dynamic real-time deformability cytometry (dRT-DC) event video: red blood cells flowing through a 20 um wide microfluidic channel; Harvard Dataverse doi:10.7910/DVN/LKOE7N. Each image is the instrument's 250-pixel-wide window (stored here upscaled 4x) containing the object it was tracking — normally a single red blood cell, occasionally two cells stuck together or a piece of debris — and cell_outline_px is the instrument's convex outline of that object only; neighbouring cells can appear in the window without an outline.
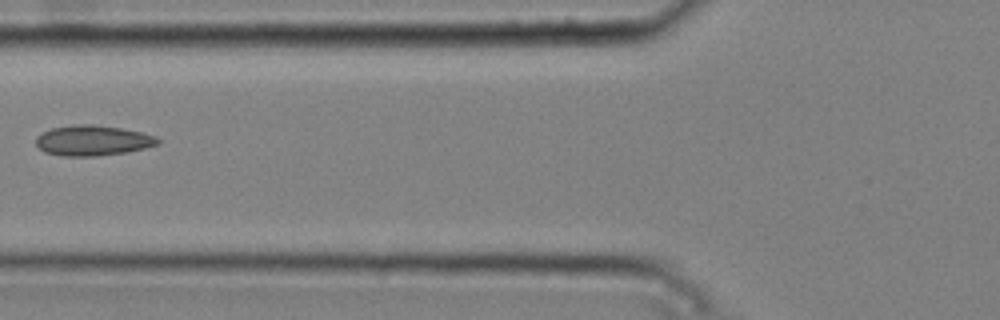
{"species": "common noctule bat (a hibernating species)", "species_latin": "Nyctalus noctula", "temperature_condition": "cold", "stored_images_in_passage": 4, "camera_frame_rate_fps": 3000, "um_per_image_px": 0.085, "animal": {"sex": "male", "body_mass_g": 20.4}, "frame": {"image": 1, "passage_image": 3, "time_ms": 0.667, "image_size_px": [1000, 320], "cell_outline_px": [[160, 144], [128, 152], [96, 156], [64, 156], [44, 152], [36, 144], [36, 136], [52, 128], [72, 124], [92, 124], [120, 128], [140, 132], [156, 136], [160, 140]], "centroid_in_image_um": [7.89, 11.94], "position_along_channel_um": 117.9, "area_um2": 21.56}}
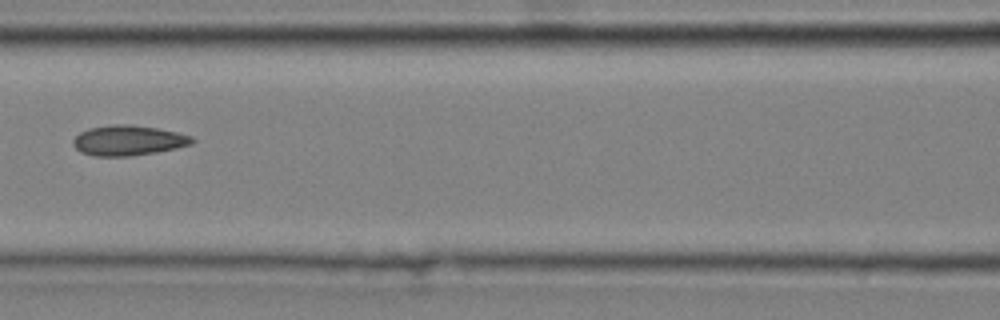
{"frame": {"image": 2, "passage_image": 4, "time_ms": 1.0, "image_size_px": [1000, 320], "cell_outline_px": [[196, 140], [192, 144], [176, 148], [156, 152], [132, 156], [96, 156], [80, 152], [72, 144], [72, 140], [80, 132], [88, 128], [112, 124], [132, 124], [156, 128], [176, 132], [192, 136]], "centroid_in_image_um": [10.89, 11.93], "position_along_channel_um": 155.7, "area_um2": 21.04}}